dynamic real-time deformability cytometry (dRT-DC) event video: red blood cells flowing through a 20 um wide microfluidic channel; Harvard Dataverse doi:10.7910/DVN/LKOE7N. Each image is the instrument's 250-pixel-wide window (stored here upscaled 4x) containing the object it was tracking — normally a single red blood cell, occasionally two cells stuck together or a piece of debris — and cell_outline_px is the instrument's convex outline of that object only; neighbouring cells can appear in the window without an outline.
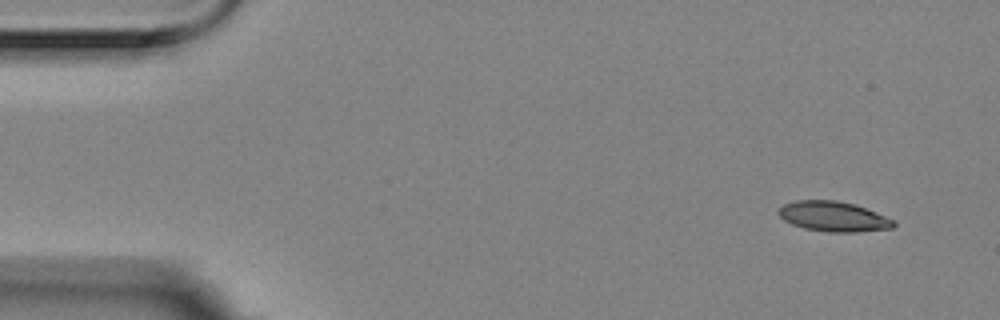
{"species": "Egyptian fruit bat (a non-hibernating species)", "species_latin": "Rousettus aegyptiacus", "temperature_condition": "room temperature", "stored_images_in_passage": 6, "camera_frame_rate_fps": 3000, "um_per_image_px": 0.085, "animal": {"sex": "female"}, "frame": {"image": 1, "passage_image": 1, "time_ms": 0.0, "image_size_px": [1000, 320], "cell_outline_px": [[896, 224], [892, 228], [856, 232], [828, 232], [804, 228], [792, 224], [784, 220], [776, 212], [784, 204], [796, 200], [836, 200], [852, 204], [864, 208], [896, 220]], "centroid_in_image_um": [70.83, 18.4], "position_along_channel_um": 14.2, "area_um2": 20.06}}
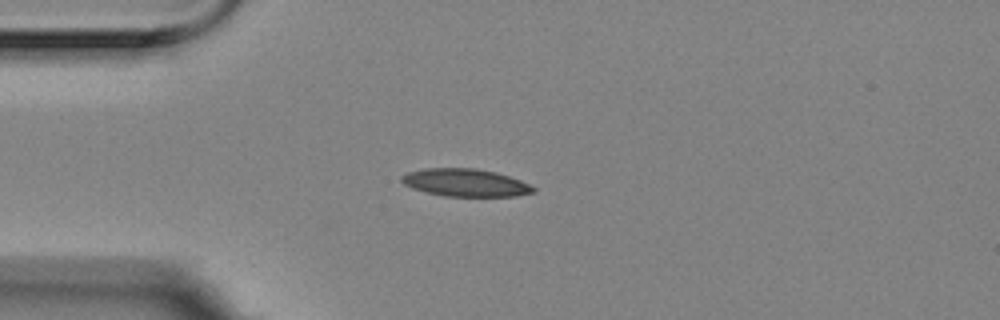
{"frame": {"image": 2, "passage_image": 4, "time_ms": 1.0, "image_size_px": [1000, 320], "cell_outline_px": [[536, 192], [516, 196], [444, 196], [412, 188], [404, 184], [400, 180], [400, 176], [408, 172], [424, 168], [476, 168], [496, 172], [520, 180], [536, 188]], "centroid_in_image_um": [39.56, 15.52], "position_along_channel_um": 45.4, "area_um2": 21.21}}